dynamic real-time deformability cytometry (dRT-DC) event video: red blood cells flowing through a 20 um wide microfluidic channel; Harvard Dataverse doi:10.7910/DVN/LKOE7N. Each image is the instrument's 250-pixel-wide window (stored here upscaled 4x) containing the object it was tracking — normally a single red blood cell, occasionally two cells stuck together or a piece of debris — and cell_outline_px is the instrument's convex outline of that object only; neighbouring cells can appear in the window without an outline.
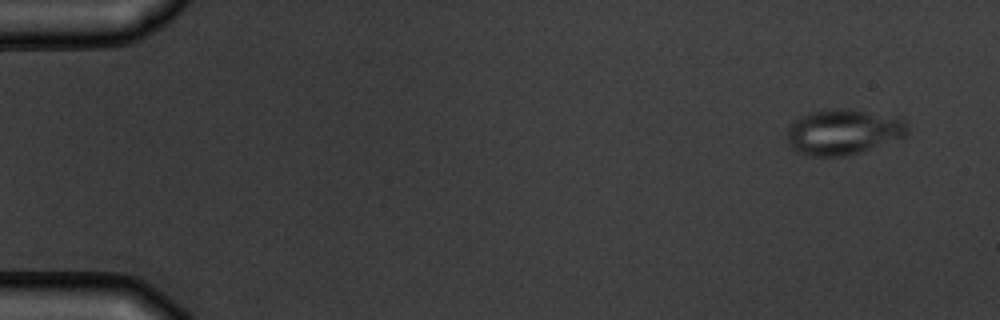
{"species": "common noctule bat (a hibernating species)", "species_latin": "Nyctalus noctula", "temperature_condition": "warm", "stored_images_in_passage": 4, "camera_frame_rate_fps": 3000, "um_per_image_px": 0.085, "animal": {"sex": "male", "body_mass_g": 19.5, "forearm_length_mm": 54.6}, "frame": {"image": 1, "passage_image": 1, "time_ms": 0.0, "image_size_px": [1000, 320], "cell_outline_px": [[908, 136], [900, 140], [848, 156], [808, 156], [796, 152], [788, 144], [788, 128], [800, 116], [808, 112], [832, 108], [852, 108], [900, 116], [904, 120], [908, 128]], "centroid_in_image_um": [71.75, 11.2], "position_along_channel_um": 13.2, "area_um2": 32.89}}